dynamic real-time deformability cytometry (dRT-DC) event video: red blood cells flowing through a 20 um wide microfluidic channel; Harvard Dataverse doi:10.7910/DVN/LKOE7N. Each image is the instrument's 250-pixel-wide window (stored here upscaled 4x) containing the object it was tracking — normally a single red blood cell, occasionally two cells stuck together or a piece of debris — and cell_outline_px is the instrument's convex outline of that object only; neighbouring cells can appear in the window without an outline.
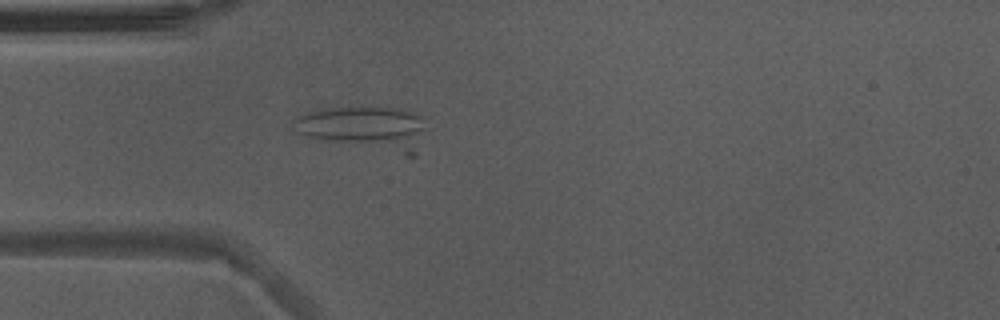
{"species": "Egyptian fruit bat (a non-hibernating species)", "species_latin": "Rousettus aegyptiacus", "temperature_condition": "warm", "stored_images_in_passage": 10, "camera_frame_rate_fps": 3000, "um_per_image_px": 0.085, "animal": {"sex": "male"}, "frame": {"image": 1, "passage_image": 4, "time_ms": 1.0, "image_size_px": [1000, 320], "cell_outline_px": [[424, 128], [416, 156], [404, 156], [308, 136], [300, 132], [292, 120], [296, 116], [308, 112], [324, 108], [360, 104], [396, 108], [424, 116]], "centroid_in_image_um": [31.09, 10.84], "position_along_channel_um": 53.9, "area_um2": 34.22}}